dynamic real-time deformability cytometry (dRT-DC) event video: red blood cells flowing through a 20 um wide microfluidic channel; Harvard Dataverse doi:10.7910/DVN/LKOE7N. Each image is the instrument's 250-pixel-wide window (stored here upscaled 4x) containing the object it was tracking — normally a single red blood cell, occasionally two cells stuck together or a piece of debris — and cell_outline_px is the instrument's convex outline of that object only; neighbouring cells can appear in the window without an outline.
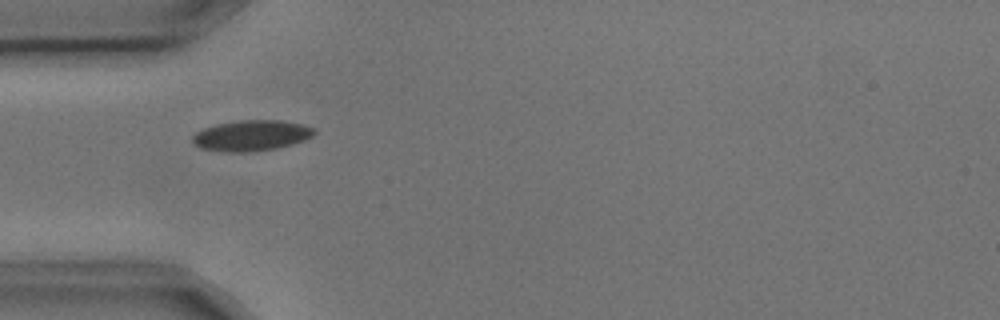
{"species": "common noctule bat (a hibernating species)", "species_latin": "Nyctalus noctula", "temperature_condition": "cold", "stored_images_in_passage": 11, "camera_frame_rate_fps": 3000, "um_per_image_px": 0.085, "animal": {"sex": "male", "body_mass_g": 17.9, "forearm_length_mm": 54.2}, "frame": {"image": 1, "passage_image": 1, "time_ms": 0.0, "image_size_px": [1000, 320], "cell_outline_px": [[316, 132], [312, 136], [304, 140], [292, 144], [276, 148], [256, 152], [228, 152], [200, 148], [192, 140], [192, 136], [196, 132], [204, 128], [216, 124], [240, 120], [280, 120], [300, 124], [316, 128]], "centroid_in_image_um": [21.38, 11.52], "position_along_channel_um": 63.6, "area_um2": 21.79}}
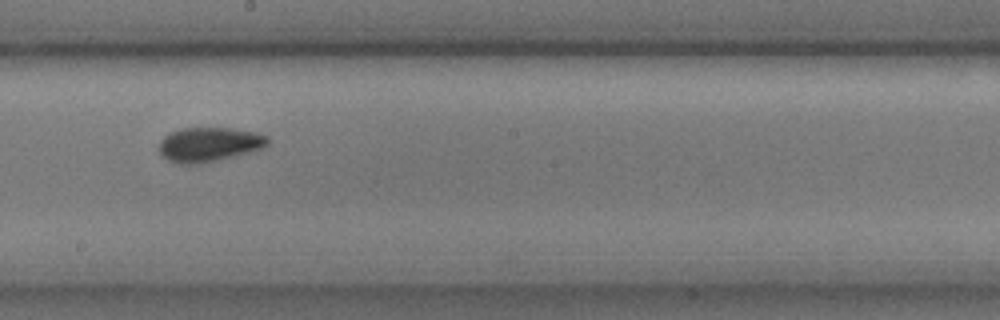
{"frame": {"image": 2, "passage_image": 5, "time_ms": 1.333, "image_size_px": [1000, 320], "cell_outline_px": [[268, 144], [264, 148], [200, 164], [176, 164], [160, 156], [160, 140], [168, 132], [180, 128], [232, 128], [256, 132], [268, 136]], "centroid_in_image_um": [17.74, 12.27], "position_along_channel_um": 230.5, "area_um2": 21.91}}
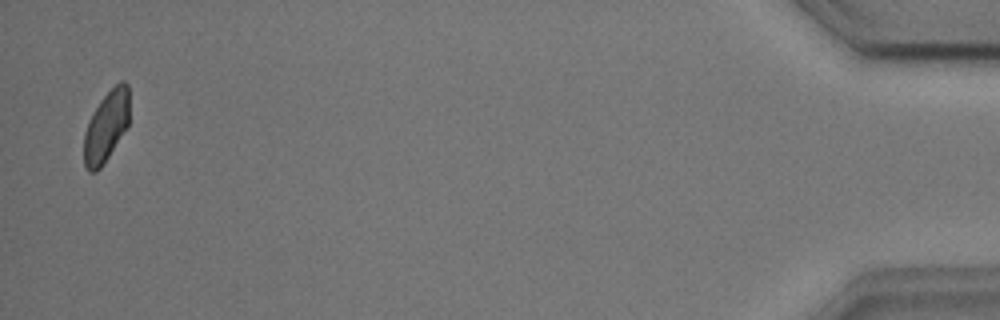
{"frame": {"image": 3, "passage_image": 11, "time_ms": 3.333, "image_size_px": [1000, 320], "cell_outline_px": [[128, 124], [108, 156], [100, 168], [96, 172], [88, 172], [84, 164], [84, 132], [100, 100], [120, 80], [124, 80], [128, 84]], "centroid_in_image_um": [9.02, 10.75], "position_along_channel_um": 426.2, "area_um2": 18.21}}